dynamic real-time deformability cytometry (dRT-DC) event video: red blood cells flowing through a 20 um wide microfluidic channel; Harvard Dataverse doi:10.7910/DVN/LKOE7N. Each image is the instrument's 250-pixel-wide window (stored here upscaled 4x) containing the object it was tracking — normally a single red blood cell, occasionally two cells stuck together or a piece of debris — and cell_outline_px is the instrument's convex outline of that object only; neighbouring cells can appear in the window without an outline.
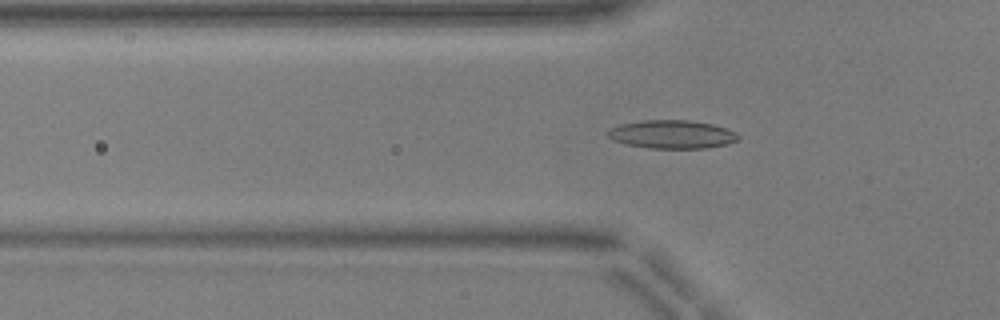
{"species": "common noctule bat (a hibernating species)", "species_latin": "Nyctalus noctula", "temperature_condition": "warm", "stored_images_in_passage": 53, "camera_frame_rate_fps": 3000, "um_per_image_px": 0.085, "animal": {"sex": "male", "body_mass_g": 17.9, "forearm_length_mm": 54.2}, "frame": {"image": 1, "passage_image": 18, "time_ms": 5.667, "image_size_px": [1000, 320], "cell_outline_px": [[740, 140], [728, 144], [708, 148], [648, 148], [624, 144], [612, 140], [608, 136], [608, 128], [620, 124], [644, 120], [688, 120], [712, 124], [736, 132], [740, 136]], "centroid_in_image_um": [57.12, 11.42], "position_along_channel_um": 68.7, "area_um2": 21.73}}
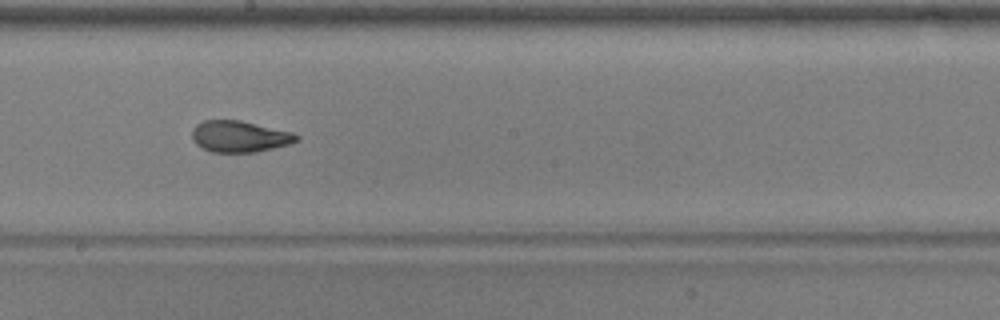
{"frame": {"image": 2, "passage_image": 30, "time_ms": 9.667, "image_size_px": [1000, 320], "cell_outline_px": [[300, 140], [292, 144], [256, 152], [212, 152], [196, 144], [192, 140], [192, 128], [196, 124], [204, 120], [240, 120], [292, 132], [300, 136]], "centroid_in_image_um": [20.38, 11.6], "position_along_channel_um": 227.8, "area_um2": 19.25}}
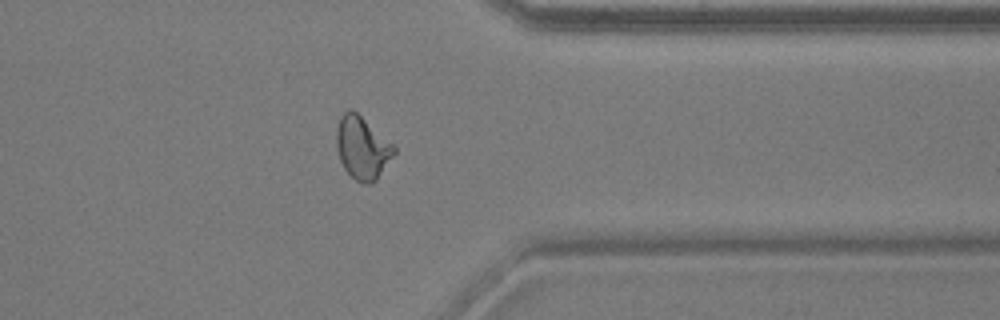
{"frame": {"image": 3, "passage_image": 42, "time_ms": 13.667, "image_size_px": [1000, 320], "cell_outline_px": [[396, 152], [376, 180], [372, 184], [364, 184], [356, 180], [344, 168], [340, 160], [336, 144], [336, 128], [340, 116], [348, 108], [356, 112], [392, 144], [396, 148]], "centroid_in_image_um": [30.77, 12.57], "position_along_channel_um": 380.6, "area_um2": 20.75}, "authors_computed_cell_mechanics": {"area_um2": 19.363, "velocity_mm_per_s": 3.9745, "shape_relaxation_time_tau1_ms": 8.3284, "shape_relaxation_time_tau2_ms": 1.1177, "deformation_change_tau1": 0.2317, "deformation_change_tau2": 0.0748}}